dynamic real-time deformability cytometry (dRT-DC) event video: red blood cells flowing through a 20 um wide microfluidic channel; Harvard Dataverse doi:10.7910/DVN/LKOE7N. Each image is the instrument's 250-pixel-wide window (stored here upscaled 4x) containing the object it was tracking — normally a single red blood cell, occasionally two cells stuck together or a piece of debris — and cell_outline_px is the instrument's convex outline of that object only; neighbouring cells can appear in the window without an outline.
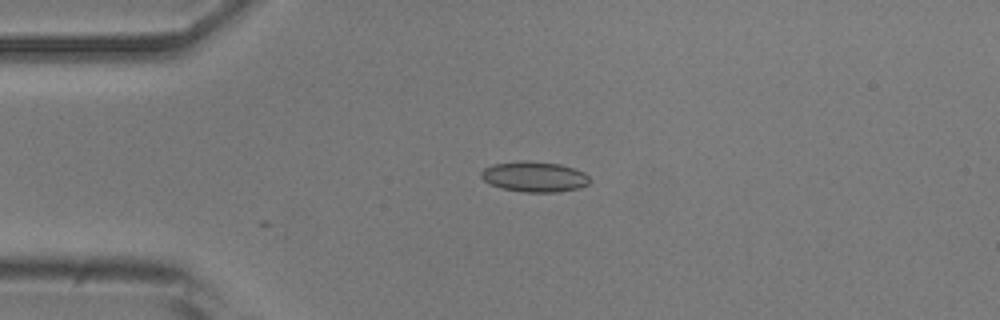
{"species": "common noctule bat (a hibernating species)", "species_latin": "Nyctalus noctula", "temperature_condition": "room temperature", "stored_images_in_passage": 13, "camera_frame_rate_fps": 3000, "um_per_image_px": 0.085, "animal": {"sex": "male", "body_mass_g": 20.5, "forearm_length_mm": 52.5}, "frame": {"image": 1, "passage_image": 13, "time_ms": 4.0, "image_size_px": [1000, 320], "cell_outline_px": [[592, 180], [588, 184], [580, 188], [556, 192], [524, 192], [504, 188], [492, 184], [484, 180], [480, 176], [480, 172], [484, 168], [492, 164], [520, 160], [528, 160], [560, 164], [584, 172]], "centroid_in_image_um": [45.43, 15.0], "position_along_channel_um": 39.6, "area_um2": 19.31}}